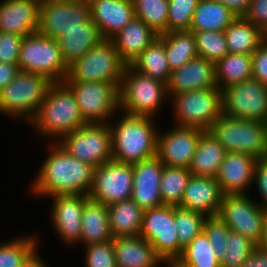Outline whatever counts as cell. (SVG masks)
Listing matches in <instances>:
<instances>
[{"label":"cell","instance_id":"cell-47","mask_svg":"<svg viewBox=\"0 0 267 267\" xmlns=\"http://www.w3.org/2000/svg\"><path fill=\"white\" fill-rule=\"evenodd\" d=\"M252 78L267 86V38L251 54Z\"/></svg>","mask_w":267,"mask_h":267},{"label":"cell","instance_id":"cell-55","mask_svg":"<svg viewBox=\"0 0 267 267\" xmlns=\"http://www.w3.org/2000/svg\"><path fill=\"white\" fill-rule=\"evenodd\" d=\"M169 264V265H168ZM168 267H181L176 262H167Z\"/></svg>","mask_w":267,"mask_h":267},{"label":"cell","instance_id":"cell-29","mask_svg":"<svg viewBox=\"0 0 267 267\" xmlns=\"http://www.w3.org/2000/svg\"><path fill=\"white\" fill-rule=\"evenodd\" d=\"M110 240H113V236L109 225L108 206L89 198L83 209L80 242L89 245Z\"/></svg>","mask_w":267,"mask_h":267},{"label":"cell","instance_id":"cell-43","mask_svg":"<svg viewBox=\"0 0 267 267\" xmlns=\"http://www.w3.org/2000/svg\"><path fill=\"white\" fill-rule=\"evenodd\" d=\"M199 0H168L167 32L189 31Z\"/></svg>","mask_w":267,"mask_h":267},{"label":"cell","instance_id":"cell-13","mask_svg":"<svg viewBox=\"0 0 267 267\" xmlns=\"http://www.w3.org/2000/svg\"><path fill=\"white\" fill-rule=\"evenodd\" d=\"M218 216L232 231L257 245L262 241L267 209L253 202L247 194L224 195Z\"/></svg>","mask_w":267,"mask_h":267},{"label":"cell","instance_id":"cell-54","mask_svg":"<svg viewBox=\"0 0 267 267\" xmlns=\"http://www.w3.org/2000/svg\"><path fill=\"white\" fill-rule=\"evenodd\" d=\"M262 249L267 250V219L265 222L262 241L258 244Z\"/></svg>","mask_w":267,"mask_h":267},{"label":"cell","instance_id":"cell-7","mask_svg":"<svg viewBox=\"0 0 267 267\" xmlns=\"http://www.w3.org/2000/svg\"><path fill=\"white\" fill-rule=\"evenodd\" d=\"M168 98L167 86L143 75L127 65L119 88V108L135 116H155L163 100Z\"/></svg>","mask_w":267,"mask_h":267},{"label":"cell","instance_id":"cell-25","mask_svg":"<svg viewBox=\"0 0 267 267\" xmlns=\"http://www.w3.org/2000/svg\"><path fill=\"white\" fill-rule=\"evenodd\" d=\"M117 267H156L164 261L154 247L139 236L113 238Z\"/></svg>","mask_w":267,"mask_h":267},{"label":"cell","instance_id":"cell-36","mask_svg":"<svg viewBox=\"0 0 267 267\" xmlns=\"http://www.w3.org/2000/svg\"><path fill=\"white\" fill-rule=\"evenodd\" d=\"M181 267H221L204 231L198 234L175 261Z\"/></svg>","mask_w":267,"mask_h":267},{"label":"cell","instance_id":"cell-26","mask_svg":"<svg viewBox=\"0 0 267 267\" xmlns=\"http://www.w3.org/2000/svg\"><path fill=\"white\" fill-rule=\"evenodd\" d=\"M156 38L155 33L144 21L134 17L110 40L114 43L120 57L130 65Z\"/></svg>","mask_w":267,"mask_h":267},{"label":"cell","instance_id":"cell-42","mask_svg":"<svg viewBox=\"0 0 267 267\" xmlns=\"http://www.w3.org/2000/svg\"><path fill=\"white\" fill-rule=\"evenodd\" d=\"M221 267H240L257 246L251 239L230 230Z\"/></svg>","mask_w":267,"mask_h":267},{"label":"cell","instance_id":"cell-20","mask_svg":"<svg viewBox=\"0 0 267 267\" xmlns=\"http://www.w3.org/2000/svg\"><path fill=\"white\" fill-rule=\"evenodd\" d=\"M257 160L248 154L239 152L226 153L215 177L223 195L246 194V190L254 182Z\"/></svg>","mask_w":267,"mask_h":267},{"label":"cell","instance_id":"cell-11","mask_svg":"<svg viewBox=\"0 0 267 267\" xmlns=\"http://www.w3.org/2000/svg\"><path fill=\"white\" fill-rule=\"evenodd\" d=\"M69 154L94 168L113 160L107 124H86L57 141Z\"/></svg>","mask_w":267,"mask_h":267},{"label":"cell","instance_id":"cell-46","mask_svg":"<svg viewBox=\"0 0 267 267\" xmlns=\"http://www.w3.org/2000/svg\"><path fill=\"white\" fill-rule=\"evenodd\" d=\"M23 38L18 34L0 32V62L18 64Z\"/></svg>","mask_w":267,"mask_h":267},{"label":"cell","instance_id":"cell-34","mask_svg":"<svg viewBox=\"0 0 267 267\" xmlns=\"http://www.w3.org/2000/svg\"><path fill=\"white\" fill-rule=\"evenodd\" d=\"M130 66L137 72L149 76L167 85L171 70L167 61L164 43L156 38Z\"/></svg>","mask_w":267,"mask_h":267},{"label":"cell","instance_id":"cell-24","mask_svg":"<svg viewBox=\"0 0 267 267\" xmlns=\"http://www.w3.org/2000/svg\"><path fill=\"white\" fill-rule=\"evenodd\" d=\"M90 18L98 25L104 39H111L134 17L132 0H88Z\"/></svg>","mask_w":267,"mask_h":267},{"label":"cell","instance_id":"cell-40","mask_svg":"<svg viewBox=\"0 0 267 267\" xmlns=\"http://www.w3.org/2000/svg\"><path fill=\"white\" fill-rule=\"evenodd\" d=\"M207 218L203 213L174 206V219L179 245L185 248L198 234L203 231Z\"/></svg>","mask_w":267,"mask_h":267},{"label":"cell","instance_id":"cell-50","mask_svg":"<svg viewBox=\"0 0 267 267\" xmlns=\"http://www.w3.org/2000/svg\"><path fill=\"white\" fill-rule=\"evenodd\" d=\"M240 267H267V250L257 245Z\"/></svg>","mask_w":267,"mask_h":267},{"label":"cell","instance_id":"cell-52","mask_svg":"<svg viewBox=\"0 0 267 267\" xmlns=\"http://www.w3.org/2000/svg\"><path fill=\"white\" fill-rule=\"evenodd\" d=\"M222 3L237 16H244L252 0H215Z\"/></svg>","mask_w":267,"mask_h":267},{"label":"cell","instance_id":"cell-19","mask_svg":"<svg viewBox=\"0 0 267 267\" xmlns=\"http://www.w3.org/2000/svg\"><path fill=\"white\" fill-rule=\"evenodd\" d=\"M164 163L154 156L133 164V189L131 199L143 210L163 205L160 179Z\"/></svg>","mask_w":267,"mask_h":267},{"label":"cell","instance_id":"cell-53","mask_svg":"<svg viewBox=\"0 0 267 267\" xmlns=\"http://www.w3.org/2000/svg\"><path fill=\"white\" fill-rule=\"evenodd\" d=\"M23 267H48L38 256L37 251L30 257Z\"/></svg>","mask_w":267,"mask_h":267},{"label":"cell","instance_id":"cell-22","mask_svg":"<svg viewBox=\"0 0 267 267\" xmlns=\"http://www.w3.org/2000/svg\"><path fill=\"white\" fill-rule=\"evenodd\" d=\"M223 196L215 177L192 175L179 207L203 213L207 217L218 216Z\"/></svg>","mask_w":267,"mask_h":267},{"label":"cell","instance_id":"cell-48","mask_svg":"<svg viewBox=\"0 0 267 267\" xmlns=\"http://www.w3.org/2000/svg\"><path fill=\"white\" fill-rule=\"evenodd\" d=\"M243 17L267 35V0H252Z\"/></svg>","mask_w":267,"mask_h":267},{"label":"cell","instance_id":"cell-51","mask_svg":"<svg viewBox=\"0 0 267 267\" xmlns=\"http://www.w3.org/2000/svg\"><path fill=\"white\" fill-rule=\"evenodd\" d=\"M19 71L18 64L0 62V90L13 80Z\"/></svg>","mask_w":267,"mask_h":267},{"label":"cell","instance_id":"cell-15","mask_svg":"<svg viewBox=\"0 0 267 267\" xmlns=\"http://www.w3.org/2000/svg\"><path fill=\"white\" fill-rule=\"evenodd\" d=\"M89 18L88 0H41L38 32L57 40L66 31L81 28Z\"/></svg>","mask_w":267,"mask_h":267},{"label":"cell","instance_id":"cell-28","mask_svg":"<svg viewBox=\"0 0 267 267\" xmlns=\"http://www.w3.org/2000/svg\"><path fill=\"white\" fill-rule=\"evenodd\" d=\"M226 150L209 130H203L189 171L194 176L216 177L224 161Z\"/></svg>","mask_w":267,"mask_h":267},{"label":"cell","instance_id":"cell-16","mask_svg":"<svg viewBox=\"0 0 267 267\" xmlns=\"http://www.w3.org/2000/svg\"><path fill=\"white\" fill-rule=\"evenodd\" d=\"M133 164L111 160L94 168L93 185L88 197L107 206L131 199Z\"/></svg>","mask_w":267,"mask_h":267},{"label":"cell","instance_id":"cell-44","mask_svg":"<svg viewBox=\"0 0 267 267\" xmlns=\"http://www.w3.org/2000/svg\"><path fill=\"white\" fill-rule=\"evenodd\" d=\"M230 230L219 216H210L205 219L203 231L220 261L226 252V241Z\"/></svg>","mask_w":267,"mask_h":267},{"label":"cell","instance_id":"cell-12","mask_svg":"<svg viewBox=\"0 0 267 267\" xmlns=\"http://www.w3.org/2000/svg\"><path fill=\"white\" fill-rule=\"evenodd\" d=\"M140 236L154 247L164 263L175 262L183 252L178 241L172 205L144 210Z\"/></svg>","mask_w":267,"mask_h":267},{"label":"cell","instance_id":"cell-17","mask_svg":"<svg viewBox=\"0 0 267 267\" xmlns=\"http://www.w3.org/2000/svg\"><path fill=\"white\" fill-rule=\"evenodd\" d=\"M203 130L176 126L157 136L156 156L167 166L189 168Z\"/></svg>","mask_w":267,"mask_h":267},{"label":"cell","instance_id":"cell-31","mask_svg":"<svg viewBox=\"0 0 267 267\" xmlns=\"http://www.w3.org/2000/svg\"><path fill=\"white\" fill-rule=\"evenodd\" d=\"M228 53L252 54L267 38V35L243 16H238L224 30Z\"/></svg>","mask_w":267,"mask_h":267},{"label":"cell","instance_id":"cell-45","mask_svg":"<svg viewBox=\"0 0 267 267\" xmlns=\"http://www.w3.org/2000/svg\"><path fill=\"white\" fill-rule=\"evenodd\" d=\"M86 267H117L112 240L86 245Z\"/></svg>","mask_w":267,"mask_h":267},{"label":"cell","instance_id":"cell-32","mask_svg":"<svg viewBox=\"0 0 267 267\" xmlns=\"http://www.w3.org/2000/svg\"><path fill=\"white\" fill-rule=\"evenodd\" d=\"M237 17L220 2L199 0L189 31H224Z\"/></svg>","mask_w":267,"mask_h":267},{"label":"cell","instance_id":"cell-10","mask_svg":"<svg viewBox=\"0 0 267 267\" xmlns=\"http://www.w3.org/2000/svg\"><path fill=\"white\" fill-rule=\"evenodd\" d=\"M75 95L86 124H107L119 109V86L103 81L64 82Z\"/></svg>","mask_w":267,"mask_h":267},{"label":"cell","instance_id":"cell-35","mask_svg":"<svg viewBox=\"0 0 267 267\" xmlns=\"http://www.w3.org/2000/svg\"><path fill=\"white\" fill-rule=\"evenodd\" d=\"M251 54H226L215 63V79L217 86L223 90L252 78Z\"/></svg>","mask_w":267,"mask_h":267},{"label":"cell","instance_id":"cell-27","mask_svg":"<svg viewBox=\"0 0 267 267\" xmlns=\"http://www.w3.org/2000/svg\"><path fill=\"white\" fill-rule=\"evenodd\" d=\"M104 40L98 25L89 18L82 23L81 28H73L66 31L57 39L64 62L70 65L76 59L81 58L92 47L99 45Z\"/></svg>","mask_w":267,"mask_h":267},{"label":"cell","instance_id":"cell-1","mask_svg":"<svg viewBox=\"0 0 267 267\" xmlns=\"http://www.w3.org/2000/svg\"><path fill=\"white\" fill-rule=\"evenodd\" d=\"M32 183L33 194L42 196L88 195L93 185L94 167L69 154L57 141Z\"/></svg>","mask_w":267,"mask_h":267},{"label":"cell","instance_id":"cell-33","mask_svg":"<svg viewBox=\"0 0 267 267\" xmlns=\"http://www.w3.org/2000/svg\"><path fill=\"white\" fill-rule=\"evenodd\" d=\"M164 43L169 68L174 71L198 57L196 40L191 31H171L158 35Z\"/></svg>","mask_w":267,"mask_h":267},{"label":"cell","instance_id":"cell-2","mask_svg":"<svg viewBox=\"0 0 267 267\" xmlns=\"http://www.w3.org/2000/svg\"><path fill=\"white\" fill-rule=\"evenodd\" d=\"M29 123L36 126L37 132L45 137H55L57 141L86 125L75 95L64 82H54L49 86L44 101Z\"/></svg>","mask_w":267,"mask_h":267},{"label":"cell","instance_id":"cell-41","mask_svg":"<svg viewBox=\"0 0 267 267\" xmlns=\"http://www.w3.org/2000/svg\"><path fill=\"white\" fill-rule=\"evenodd\" d=\"M193 33L199 57L216 63L228 54L224 31H196Z\"/></svg>","mask_w":267,"mask_h":267},{"label":"cell","instance_id":"cell-4","mask_svg":"<svg viewBox=\"0 0 267 267\" xmlns=\"http://www.w3.org/2000/svg\"><path fill=\"white\" fill-rule=\"evenodd\" d=\"M226 152H239L261 159L267 157V123L222 114L208 129Z\"/></svg>","mask_w":267,"mask_h":267},{"label":"cell","instance_id":"cell-6","mask_svg":"<svg viewBox=\"0 0 267 267\" xmlns=\"http://www.w3.org/2000/svg\"><path fill=\"white\" fill-rule=\"evenodd\" d=\"M53 82L41 74L19 71L0 90V112L12 117H24L28 122L36 115Z\"/></svg>","mask_w":267,"mask_h":267},{"label":"cell","instance_id":"cell-38","mask_svg":"<svg viewBox=\"0 0 267 267\" xmlns=\"http://www.w3.org/2000/svg\"><path fill=\"white\" fill-rule=\"evenodd\" d=\"M135 17L158 35L167 32L168 0H132Z\"/></svg>","mask_w":267,"mask_h":267},{"label":"cell","instance_id":"cell-9","mask_svg":"<svg viewBox=\"0 0 267 267\" xmlns=\"http://www.w3.org/2000/svg\"><path fill=\"white\" fill-rule=\"evenodd\" d=\"M18 66L20 71L41 74L53 83L63 82L68 72L57 40L39 32L23 38Z\"/></svg>","mask_w":267,"mask_h":267},{"label":"cell","instance_id":"cell-5","mask_svg":"<svg viewBox=\"0 0 267 267\" xmlns=\"http://www.w3.org/2000/svg\"><path fill=\"white\" fill-rule=\"evenodd\" d=\"M127 63L120 57L114 43L104 39L79 59L68 65L63 82L103 81L121 86Z\"/></svg>","mask_w":267,"mask_h":267},{"label":"cell","instance_id":"cell-37","mask_svg":"<svg viewBox=\"0 0 267 267\" xmlns=\"http://www.w3.org/2000/svg\"><path fill=\"white\" fill-rule=\"evenodd\" d=\"M192 173L189 168L164 165L160 179L163 205L179 206Z\"/></svg>","mask_w":267,"mask_h":267},{"label":"cell","instance_id":"cell-21","mask_svg":"<svg viewBox=\"0 0 267 267\" xmlns=\"http://www.w3.org/2000/svg\"><path fill=\"white\" fill-rule=\"evenodd\" d=\"M41 0H4L0 3V32L26 37L38 32Z\"/></svg>","mask_w":267,"mask_h":267},{"label":"cell","instance_id":"cell-23","mask_svg":"<svg viewBox=\"0 0 267 267\" xmlns=\"http://www.w3.org/2000/svg\"><path fill=\"white\" fill-rule=\"evenodd\" d=\"M167 94H179L196 89L216 87L215 63L196 57L170 74Z\"/></svg>","mask_w":267,"mask_h":267},{"label":"cell","instance_id":"cell-39","mask_svg":"<svg viewBox=\"0 0 267 267\" xmlns=\"http://www.w3.org/2000/svg\"><path fill=\"white\" fill-rule=\"evenodd\" d=\"M35 237H21L0 243V267H23L37 251Z\"/></svg>","mask_w":267,"mask_h":267},{"label":"cell","instance_id":"cell-8","mask_svg":"<svg viewBox=\"0 0 267 267\" xmlns=\"http://www.w3.org/2000/svg\"><path fill=\"white\" fill-rule=\"evenodd\" d=\"M171 97L176 126L208 130L223 114L222 90L218 86L182 92Z\"/></svg>","mask_w":267,"mask_h":267},{"label":"cell","instance_id":"cell-18","mask_svg":"<svg viewBox=\"0 0 267 267\" xmlns=\"http://www.w3.org/2000/svg\"><path fill=\"white\" fill-rule=\"evenodd\" d=\"M52 223L54 229L67 244L80 241L82 234V215L88 195H56L51 196ZM72 242V243H71Z\"/></svg>","mask_w":267,"mask_h":267},{"label":"cell","instance_id":"cell-30","mask_svg":"<svg viewBox=\"0 0 267 267\" xmlns=\"http://www.w3.org/2000/svg\"><path fill=\"white\" fill-rule=\"evenodd\" d=\"M108 214L113 238L140 235L144 210L134 200L108 205Z\"/></svg>","mask_w":267,"mask_h":267},{"label":"cell","instance_id":"cell-49","mask_svg":"<svg viewBox=\"0 0 267 267\" xmlns=\"http://www.w3.org/2000/svg\"><path fill=\"white\" fill-rule=\"evenodd\" d=\"M254 181L257 182V188L263 199L260 205L264 209H267V157L257 160L254 171Z\"/></svg>","mask_w":267,"mask_h":267},{"label":"cell","instance_id":"cell-14","mask_svg":"<svg viewBox=\"0 0 267 267\" xmlns=\"http://www.w3.org/2000/svg\"><path fill=\"white\" fill-rule=\"evenodd\" d=\"M223 114L267 123V86L253 78L222 90Z\"/></svg>","mask_w":267,"mask_h":267},{"label":"cell","instance_id":"cell-3","mask_svg":"<svg viewBox=\"0 0 267 267\" xmlns=\"http://www.w3.org/2000/svg\"><path fill=\"white\" fill-rule=\"evenodd\" d=\"M124 114L116 125L109 123L113 160L134 164L156 156L158 131L153 118Z\"/></svg>","mask_w":267,"mask_h":267}]
</instances>
